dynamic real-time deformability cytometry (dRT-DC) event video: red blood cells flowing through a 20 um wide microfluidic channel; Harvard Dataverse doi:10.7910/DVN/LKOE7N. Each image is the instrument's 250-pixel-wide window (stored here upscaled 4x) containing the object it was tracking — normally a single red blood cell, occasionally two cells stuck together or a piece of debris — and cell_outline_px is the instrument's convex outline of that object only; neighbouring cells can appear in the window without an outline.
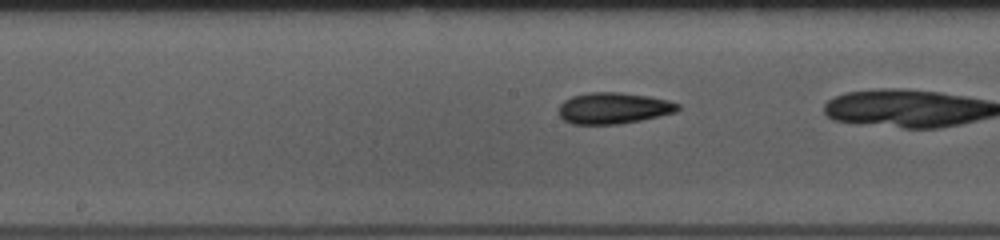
{"species": "common noctule bat (a hibernating species)", "species_latin": "Nyctalus noctula", "temperature_condition": "room temperature", "stored_images_in_passage": 21, "camera_frame_rate_fps": 3000, "um_per_image_px": 0.085, "animal": {"sex": "female", "body_mass_g": 10.0, "forearm_length_mm": 53.1}, "frame": {"image": 1, "passage_image": 18, "time_ms": 5.667, "image_size_px": [1000, 240], "cell_outline_px": [[680, 108], [676, 112], [640, 120], [616, 124], [572, 124], [564, 120], [560, 116], [560, 104], [564, 100], [572, 96], [588, 92], [620, 92], [648, 96], [668, 100], [680, 104]], "centroid_in_image_um": [52.15, 9.18], "position_along_channel_um": 196.1, "area_um2": 21.62}}